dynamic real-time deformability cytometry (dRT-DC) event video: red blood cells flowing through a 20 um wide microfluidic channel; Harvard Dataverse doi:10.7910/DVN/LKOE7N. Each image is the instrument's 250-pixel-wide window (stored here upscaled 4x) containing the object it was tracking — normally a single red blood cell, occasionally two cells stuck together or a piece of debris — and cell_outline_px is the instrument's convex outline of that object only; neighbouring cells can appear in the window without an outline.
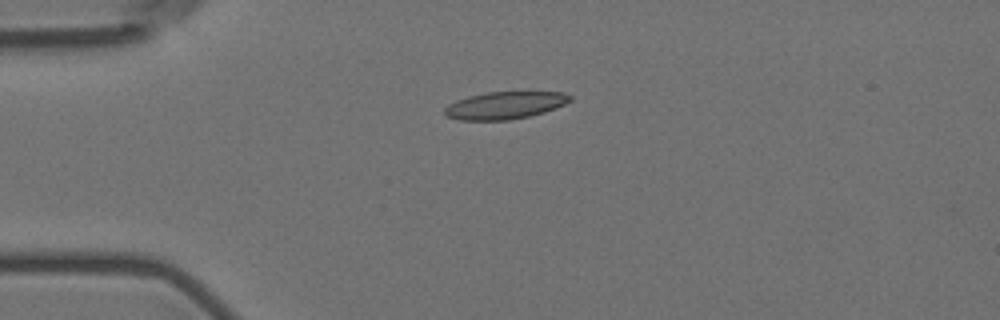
{"species": "Egyptian fruit bat (a non-hibernating species)", "species_latin": "Rousettus aegyptiacus", "temperature_condition": "room temperature", "stored_images_in_passage": 4, "camera_frame_rate_fps": 3000, "um_per_image_px": 0.085, "animal": {"sex": "female"}, "frame": {"image": 1, "passage_image": 4, "time_ms": 3.667, "image_size_px": [1000, 320], "cell_outline_px": [[572, 100], [556, 108], [544, 112], [528, 116], [508, 120], [460, 120], [448, 116], [444, 112], [444, 108], [448, 104], [456, 100], [468, 96], [488, 92], [564, 92], [572, 96]], "centroid_in_image_um": [42.92, 8.95], "position_along_channel_um": 42.1, "area_um2": 19.94}}